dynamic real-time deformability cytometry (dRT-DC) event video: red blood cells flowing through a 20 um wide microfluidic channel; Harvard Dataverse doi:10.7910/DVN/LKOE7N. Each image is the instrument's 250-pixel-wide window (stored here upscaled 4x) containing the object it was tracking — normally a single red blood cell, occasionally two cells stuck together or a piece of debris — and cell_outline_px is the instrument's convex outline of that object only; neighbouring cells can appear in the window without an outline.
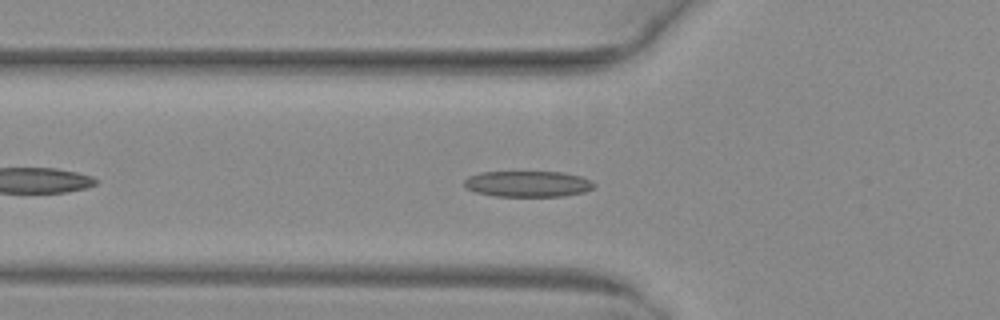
{"species": "common noctule bat (a hibernating species)", "species_latin": "Nyctalus noctula", "temperature_condition": "warm", "stored_images_in_passage": 40, "camera_frame_rate_fps": 3000, "um_per_image_px": 0.085, "animal": {"sex": "female", "body_mass_g": 29.2, "forearm_length_mm": 56.3}, "frame": {"image": 1, "passage_image": 7, "time_ms": 2.0, "image_size_px": [1000, 320], "cell_outline_px": [[596, 184], [592, 188], [584, 192], [564, 196], [496, 196], [476, 192], [468, 188], [464, 184], [464, 180], [468, 176], [480, 172], [564, 172], [580, 176], [592, 180]], "centroid_in_image_um": [44.89, 15.62], "position_along_channel_um": 80.9, "area_um2": 19.65}}
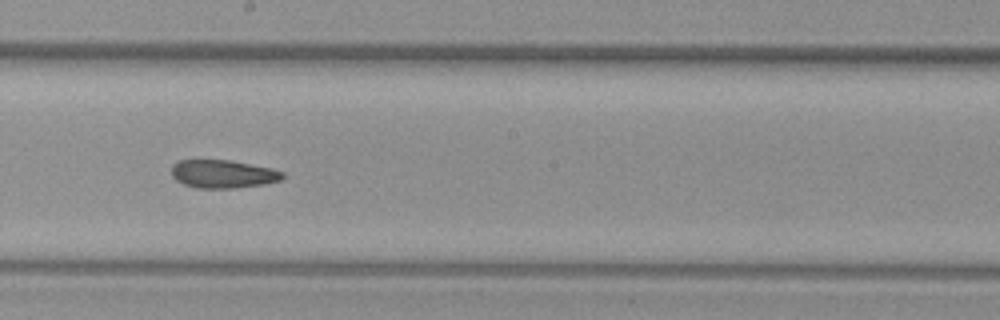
{"frame": {"image": 2, "passage_image": 18, "time_ms": 5.667, "image_size_px": [1000, 320], "cell_outline_px": [[284, 176], [280, 180], [264, 184], [236, 188], [196, 188], [184, 184], [176, 180], [172, 176], [172, 164], [180, 160], [232, 160], [272, 168], [284, 172]], "centroid_in_image_um": [18.96, 14.78], "position_along_channel_um": 229.2, "area_um2": 18.32}}
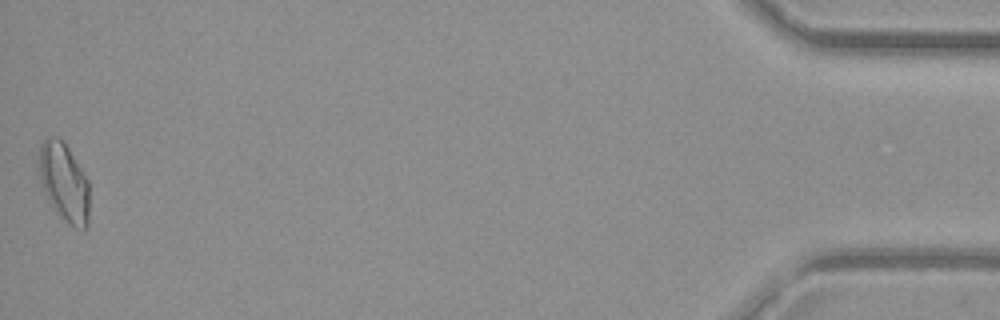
{"frame": {"image": 3, "passage_image": 40, "time_ms": 13.0, "image_size_px": [1000, 320], "cell_outline_px": [[88, 224], [84, 228], [76, 228], [60, 216], [52, 208], [44, 192], [40, 176], [40, 144], [48, 136], [56, 136], [68, 148], [88, 180]], "centroid_in_image_um": [5.44, 15.5], "position_along_channel_um": 429.8, "area_um2": 22.54}, "authors_computed_cell_mechanics": {"area_um2": 19.1607, "velocity_mm_per_s": 4.0328, "shape_relaxation_time_tau1_ms": 10.9088, "shape_relaxation_time_tau2_ms": 4.0491, "deformation_change_tau1": 0.2304, "deformation_change_tau2": 0.1143}}